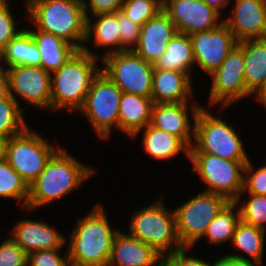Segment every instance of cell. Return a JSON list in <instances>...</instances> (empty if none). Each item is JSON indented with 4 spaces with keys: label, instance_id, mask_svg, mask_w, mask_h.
<instances>
[{
    "label": "cell",
    "instance_id": "6da1fadb",
    "mask_svg": "<svg viewBox=\"0 0 266 266\" xmlns=\"http://www.w3.org/2000/svg\"><path fill=\"white\" fill-rule=\"evenodd\" d=\"M68 243L69 263L74 266H107L113 241L120 231L112 229L102 204L79 218Z\"/></svg>",
    "mask_w": 266,
    "mask_h": 266
},
{
    "label": "cell",
    "instance_id": "7a4b0ae2",
    "mask_svg": "<svg viewBox=\"0 0 266 266\" xmlns=\"http://www.w3.org/2000/svg\"><path fill=\"white\" fill-rule=\"evenodd\" d=\"M94 171L61 147L29 186L26 210H35L69 194L90 178Z\"/></svg>",
    "mask_w": 266,
    "mask_h": 266
},
{
    "label": "cell",
    "instance_id": "3957f363",
    "mask_svg": "<svg viewBox=\"0 0 266 266\" xmlns=\"http://www.w3.org/2000/svg\"><path fill=\"white\" fill-rule=\"evenodd\" d=\"M99 60L100 57L84 45L51 73V111L66 108L74 112L82 108L93 79L101 71L97 66Z\"/></svg>",
    "mask_w": 266,
    "mask_h": 266
},
{
    "label": "cell",
    "instance_id": "277c9868",
    "mask_svg": "<svg viewBox=\"0 0 266 266\" xmlns=\"http://www.w3.org/2000/svg\"><path fill=\"white\" fill-rule=\"evenodd\" d=\"M25 7L37 30L52 33L82 50L87 26L83 0H25Z\"/></svg>",
    "mask_w": 266,
    "mask_h": 266
},
{
    "label": "cell",
    "instance_id": "5b68a950",
    "mask_svg": "<svg viewBox=\"0 0 266 266\" xmlns=\"http://www.w3.org/2000/svg\"><path fill=\"white\" fill-rule=\"evenodd\" d=\"M129 235L148 244L159 254H173L182 248L175 213L164 206L163 195L158 201L134 212Z\"/></svg>",
    "mask_w": 266,
    "mask_h": 266
},
{
    "label": "cell",
    "instance_id": "8992f818",
    "mask_svg": "<svg viewBox=\"0 0 266 266\" xmlns=\"http://www.w3.org/2000/svg\"><path fill=\"white\" fill-rule=\"evenodd\" d=\"M227 124L201 107L194 120L195 145L189 148V153H206L232 161H249L242 139Z\"/></svg>",
    "mask_w": 266,
    "mask_h": 266
},
{
    "label": "cell",
    "instance_id": "52a82bcc",
    "mask_svg": "<svg viewBox=\"0 0 266 266\" xmlns=\"http://www.w3.org/2000/svg\"><path fill=\"white\" fill-rule=\"evenodd\" d=\"M189 161L193 172L208 186L203 192L221 195L239 205L248 161H232L206 153H189Z\"/></svg>",
    "mask_w": 266,
    "mask_h": 266
},
{
    "label": "cell",
    "instance_id": "ba28073f",
    "mask_svg": "<svg viewBox=\"0 0 266 266\" xmlns=\"http://www.w3.org/2000/svg\"><path fill=\"white\" fill-rule=\"evenodd\" d=\"M60 148L27 127L21 134L8 138L5 160L29 187Z\"/></svg>",
    "mask_w": 266,
    "mask_h": 266
},
{
    "label": "cell",
    "instance_id": "9c48e42d",
    "mask_svg": "<svg viewBox=\"0 0 266 266\" xmlns=\"http://www.w3.org/2000/svg\"><path fill=\"white\" fill-rule=\"evenodd\" d=\"M230 203L221 195L201 192L174 210L182 247H193L204 237L211 221Z\"/></svg>",
    "mask_w": 266,
    "mask_h": 266
},
{
    "label": "cell",
    "instance_id": "30bf717a",
    "mask_svg": "<svg viewBox=\"0 0 266 266\" xmlns=\"http://www.w3.org/2000/svg\"><path fill=\"white\" fill-rule=\"evenodd\" d=\"M120 88L102 71L93 79L80 111L89 119L100 138L109 139L112 127L118 128Z\"/></svg>",
    "mask_w": 266,
    "mask_h": 266
},
{
    "label": "cell",
    "instance_id": "8fae6325",
    "mask_svg": "<svg viewBox=\"0 0 266 266\" xmlns=\"http://www.w3.org/2000/svg\"><path fill=\"white\" fill-rule=\"evenodd\" d=\"M101 71L114 82L122 93L150 97L154 66L132 50L113 53L101 59Z\"/></svg>",
    "mask_w": 266,
    "mask_h": 266
},
{
    "label": "cell",
    "instance_id": "7c38bea8",
    "mask_svg": "<svg viewBox=\"0 0 266 266\" xmlns=\"http://www.w3.org/2000/svg\"><path fill=\"white\" fill-rule=\"evenodd\" d=\"M212 76L209 106L220 104L222 109L252 96L244 78L243 41L238 42Z\"/></svg>",
    "mask_w": 266,
    "mask_h": 266
},
{
    "label": "cell",
    "instance_id": "4fadbf2b",
    "mask_svg": "<svg viewBox=\"0 0 266 266\" xmlns=\"http://www.w3.org/2000/svg\"><path fill=\"white\" fill-rule=\"evenodd\" d=\"M9 95L40 109L51 110V74L41 67L15 65L6 68ZM15 93V95H14Z\"/></svg>",
    "mask_w": 266,
    "mask_h": 266
},
{
    "label": "cell",
    "instance_id": "5bb4252c",
    "mask_svg": "<svg viewBox=\"0 0 266 266\" xmlns=\"http://www.w3.org/2000/svg\"><path fill=\"white\" fill-rule=\"evenodd\" d=\"M189 37L195 65L209 75L219 68L238 43L224 22L214 29L196 32Z\"/></svg>",
    "mask_w": 266,
    "mask_h": 266
},
{
    "label": "cell",
    "instance_id": "9a60e30c",
    "mask_svg": "<svg viewBox=\"0 0 266 266\" xmlns=\"http://www.w3.org/2000/svg\"><path fill=\"white\" fill-rule=\"evenodd\" d=\"M162 10L174 23L176 31L187 35L214 29L223 22L219 20L221 13L203 0H163Z\"/></svg>",
    "mask_w": 266,
    "mask_h": 266
},
{
    "label": "cell",
    "instance_id": "2e32d148",
    "mask_svg": "<svg viewBox=\"0 0 266 266\" xmlns=\"http://www.w3.org/2000/svg\"><path fill=\"white\" fill-rule=\"evenodd\" d=\"M191 103V104H190ZM202 106L196 102L180 103H153L151 109L150 124L153 127L164 130L167 133L178 137L188 148L194 141V120L198 110ZM189 108L193 119V127L189 117ZM192 127V130H191Z\"/></svg>",
    "mask_w": 266,
    "mask_h": 266
},
{
    "label": "cell",
    "instance_id": "e0dca14e",
    "mask_svg": "<svg viewBox=\"0 0 266 266\" xmlns=\"http://www.w3.org/2000/svg\"><path fill=\"white\" fill-rule=\"evenodd\" d=\"M233 16L223 22L237 42L266 38V0H235Z\"/></svg>",
    "mask_w": 266,
    "mask_h": 266
},
{
    "label": "cell",
    "instance_id": "ac0fdd59",
    "mask_svg": "<svg viewBox=\"0 0 266 266\" xmlns=\"http://www.w3.org/2000/svg\"><path fill=\"white\" fill-rule=\"evenodd\" d=\"M174 23L161 10L154 18L140 28V35L133 52L146 62L153 64L166 51L171 38L176 33Z\"/></svg>",
    "mask_w": 266,
    "mask_h": 266
},
{
    "label": "cell",
    "instance_id": "d6986e66",
    "mask_svg": "<svg viewBox=\"0 0 266 266\" xmlns=\"http://www.w3.org/2000/svg\"><path fill=\"white\" fill-rule=\"evenodd\" d=\"M12 238L26 253L62 248L67 241L62 234L45 221L19 220L11 231Z\"/></svg>",
    "mask_w": 266,
    "mask_h": 266
},
{
    "label": "cell",
    "instance_id": "ffe728a7",
    "mask_svg": "<svg viewBox=\"0 0 266 266\" xmlns=\"http://www.w3.org/2000/svg\"><path fill=\"white\" fill-rule=\"evenodd\" d=\"M192 87L190 74L154 68L150 97L153 103L190 102Z\"/></svg>",
    "mask_w": 266,
    "mask_h": 266
},
{
    "label": "cell",
    "instance_id": "44dd1931",
    "mask_svg": "<svg viewBox=\"0 0 266 266\" xmlns=\"http://www.w3.org/2000/svg\"><path fill=\"white\" fill-rule=\"evenodd\" d=\"M160 254L148 244L119 231L107 266H155Z\"/></svg>",
    "mask_w": 266,
    "mask_h": 266
},
{
    "label": "cell",
    "instance_id": "7402d4cb",
    "mask_svg": "<svg viewBox=\"0 0 266 266\" xmlns=\"http://www.w3.org/2000/svg\"><path fill=\"white\" fill-rule=\"evenodd\" d=\"M151 97L122 93L119 104L118 129L128 137L138 136L151 121Z\"/></svg>",
    "mask_w": 266,
    "mask_h": 266
},
{
    "label": "cell",
    "instance_id": "603a6c76",
    "mask_svg": "<svg viewBox=\"0 0 266 266\" xmlns=\"http://www.w3.org/2000/svg\"><path fill=\"white\" fill-rule=\"evenodd\" d=\"M243 58L246 89L257 97L266 86V38L243 41Z\"/></svg>",
    "mask_w": 266,
    "mask_h": 266
},
{
    "label": "cell",
    "instance_id": "cb8c5ba5",
    "mask_svg": "<svg viewBox=\"0 0 266 266\" xmlns=\"http://www.w3.org/2000/svg\"><path fill=\"white\" fill-rule=\"evenodd\" d=\"M40 52V67L48 73L57 71L77 49L52 33L41 30H28Z\"/></svg>",
    "mask_w": 266,
    "mask_h": 266
},
{
    "label": "cell",
    "instance_id": "d4e9b609",
    "mask_svg": "<svg viewBox=\"0 0 266 266\" xmlns=\"http://www.w3.org/2000/svg\"><path fill=\"white\" fill-rule=\"evenodd\" d=\"M87 19L85 44L90 41L93 35V44L98 48L106 47L108 50L102 55L121 52V38L118 29V11L116 13L99 14L94 16V21ZM111 49L116 48V49Z\"/></svg>",
    "mask_w": 266,
    "mask_h": 266
},
{
    "label": "cell",
    "instance_id": "484cf974",
    "mask_svg": "<svg viewBox=\"0 0 266 266\" xmlns=\"http://www.w3.org/2000/svg\"><path fill=\"white\" fill-rule=\"evenodd\" d=\"M195 65L189 35L176 32L166 47V51L154 63V68L179 71L190 74Z\"/></svg>",
    "mask_w": 266,
    "mask_h": 266
},
{
    "label": "cell",
    "instance_id": "4316f807",
    "mask_svg": "<svg viewBox=\"0 0 266 266\" xmlns=\"http://www.w3.org/2000/svg\"><path fill=\"white\" fill-rule=\"evenodd\" d=\"M143 145L146 154L153 160H167L184 152L189 158V148L176 136L148 124L144 129Z\"/></svg>",
    "mask_w": 266,
    "mask_h": 266
},
{
    "label": "cell",
    "instance_id": "83f0119b",
    "mask_svg": "<svg viewBox=\"0 0 266 266\" xmlns=\"http://www.w3.org/2000/svg\"><path fill=\"white\" fill-rule=\"evenodd\" d=\"M12 67L15 65L40 67V52L33 40L31 33L22 30L8 42L4 50L0 53V63Z\"/></svg>",
    "mask_w": 266,
    "mask_h": 266
},
{
    "label": "cell",
    "instance_id": "f1b7e54d",
    "mask_svg": "<svg viewBox=\"0 0 266 266\" xmlns=\"http://www.w3.org/2000/svg\"><path fill=\"white\" fill-rule=\"evenodd\" d=\"M265 233L266 230L248 225L240 220L232 236L231 243L235 248L243 250L251 259L241 254L231 253L226 256L250 262L253 260V263L260 266L264 255Z\"/></svg>",
    "mask_w": 266,
    "mask_h": 266
},
{
    "label": "cell",
    "instance_id": "f546056e",
    "mask_svg": "<svg viewBox=\"0 0 266 266\" xmlns=\"http://www.w3.org/2000/svg\"><path fill=\"white\" fill-rule=\"evenodd\" d=\"M238 205L230 202L208 225L204 237H207L210 244H221L232 240L237 224L240 222ZM235 212V213H234Z\"/></svg>",
    "mask_w": 266,
    "mask_h": 266
},
{
    "label": "cell",
    "instance_id": "4dcf8cb0",
    "mask_svg": "<svg viewBox=\"0 0 266 266\" xmlns=\"http://www.w3.org/2000/svg\"><path fill=\"white\" fill-rule=\"evenodd\" d=\"M24 110L10 95L0 100V135L11 138L28 127Z\"/></svg>",
    "mask_w": 266,
    "mask_h": 266
},
{
    "label": "cell",
    "instance_id": "1f68e13d",
    "mask_svg": "<svg viewBox=\"0 0 266 266\" xmlns=\"http://www.w3.org/2000/svg\"><path fill=\"white\" fill-rule=\"evenodd\" d=\"M0 197L18 200L24 209L29 197V187L6 160L0 162Z\"/></svg>",
    "mask_w": 266,
    "mask_h": 266
},
{
    "label": "cell",
    "instance_id": "d6a6232c",
    "mask_svg": "<svg viewBox=\"0 0 266 266\" xmlns=\"http://www.w3.org/2000/svg\"><path fill=\"white\" fill-rule=\"evenodd\" d=\"M163 7L162 0H125L121 12L133 22L142 26L154 18Z\"/></svg>",
    "mask_w": 266,
    "mask_h": 266
},
{
    "label": "cell",
    "instance_id": "836d02e7",
    "mask_svg": "<svg viewBox=\"0 0 266 266\" xmlns=\"http://www.w3.org/2000/svg\"><path fill=\"white\" fill-rule=\"evenodd\" d=\"M239 211L242 222L266 230L265 195L249 194L248 201L239 207Z\"/></svg>",
    "mask_w": 266,
    "mask_h": 266
},
{
    "label": "cell",
    "instance_id": "e575fe53",
    "mask_svg": "<svg viewBox=\"0 0 266 266\" xmlns=\"http://www.w3.org/2000/svg\"><path fill=\"white\" fill-rule=\"evenodd\" d=\"M254 170H256L254 172ZM253 195L266 196V164L258 169H253V165L249 160L244 167L243 190Z\"/></svg>",
    "mask_w": 266,
    "mask_h": 266
},
{
    "label": "cell",
    "instance_id": "d590c367",
    "mask_svg": "<svg viewBox=\"0 0 266 266\" xmlns=\"http://www.w3.org/2000/svg\"><path fill=\"white\" fill-rule=\"evenodd\" d=\"M61 249L51 248L27 254V266H69L68 251L63 258L58 253Z\"/></svg>",
    "mask_w": 266,
    "mask_h": 266
},
{
    "label": "cell",
    "instance_id": "8d00e7d4",
    "mask_svg": "<svg viewBox=\"0 0 266 266\" xmlns=\"http://www.w3.org/2000/svg\"><path fill=\"white\" fill-rule=\"evenodd\" d=\"M11 13L8 0H0V53L21 31L17 30L16 21Z\"/></svg>",
    "mask_w": 266,
    "mask_h": 266
},
{
    "label": "cell",
    "instance_id": "74e56055",
    "mask_svg": "<svg viewBox=\"0 0 266 266\" xmlns=\"http://www.w3.org/2000/svg\"><path fill=\"white\" fill-rule=\"evenodd\" d=\"M140 28L141 26L139 24L133 22L121 11H118V29L121 38V52L133 50L137 45Z\"/></svg>",
    "mask_w": 266,
    "mask_h": 266
},
{
    "label": "cell",
    "instance_id": "f35d334b",
    "mask_svg": "<svg viewBox=\"0 0 266 266\" xmlns=\"http://www.w3.org/2000/svg\"><path fill=\"white\" fill-rule=\"evenodd\" d=\"M27 254L12 239L7 238L0 244V266H26Z\"/></svg>",
    "mask_w": 266,
    "mask_h": 266
},
{
    "label": "cell",
    "instance_id": "ab89813d",
    "mask_svg": "<svg viewBox=\"0 0 266 266\" xmlns=\"http://www.w3.org/2000/svg\"><path fill=\"white\" fill-rule=\"evenodd\" d=\"M125 0H83L86 19H88V12L93 16L99 14L116 13L121 10ZM88 8L90 9L88 11Z\"/></svg>",
    "mask_w": 266,
    "mask_h": 266
},
{
    "label": "cell",
    "instance_id": "60d3db41",
    "mask_svg": "<svg viewBox=\"0 0 266 266\" xmlns=\"http://www.w3.org/2000/svg\"><path fill=\"white\" fill-rule=\"evenodd\" d=\"M155 266H181V249L173 254H160Z\"/></svg>",
    "mask_w": 266,
    "mask_h": 266
},
{
    "label": "cell",
    "instance_id": "b9f144b4",
    "mask_svg": "<svg viewBox=\"0 0 266 266\" xmlns=\"http://www.w3.org/2000/svg\"><path fill=\"white\" fill-rule=\"evenodd\" d=\"M188 249H191V247L181 248V266H215V262L210 264L209 262L195 256H187L186 252Z\"/></svg>",
    "mask_w": 266,
    "mask_h": 266
},
{
    "label": "cell",
    "instance_id": "7bdbcfd3",
    "mask_svg": "<svg viewBox=\"0 0 266 266\" xmlns=\"http://www.w3.org/2000/svg\"><path fill=\"white\" fill-rule=\"evenodd\" d=\"M215 266H257V264L250 261L237 260L225 255L215 261Z\"/></svg>",
    "mask_w": 266,
    "mask_h": 266
},
{
    "label": "cell",
    "instance_id": "ee69618b",
    "mask_svg": "<svg viewBox=\"0 0 266 266\" xmlns=\"http://www.w3.org/2000/svg\"><path fill=\"white\" fill-rule=\"evenodd\" d=\"M9 96L8 76L6 68L0 64V100Z\"/></svg>",
    "mask_w": 266,
    "mask_h": 266
},
{
    "label": "cell",
    "instance_id": "f6af8a7d",
    "mask_svg": "<svg viewBox=\"0 0 266 266\" xmlns=\"http://www.w3.org/2000/svg\"><path fill=\"white\" fill-rule=\"evenodd\" d=\"M209 7L214 8L220 13V9H224L229 5L230 0H203Z\"/></svg>",
    "mask_w": 266,
    "mask_h": 266
},
{
    "label": "cell",
    "instance_id": "bcb514c9",
    "mask_svg": "<svg viewBox=\"0 0 266 266\" xmlns=\"http://www.w3.org/2000/svg\"><path fill=\"white\" fill-rule=\"evenodd\" d=\"M7 143H8V138L0 135V162L4 161L6 158Z\"/></svg>",
    "mask_w": 266,
    "mask_h": 266
},
{
    "label": "cell",
    "instance_id": "7dc6e473",
    "mask_svg": "<svg viewBox=\"0 0 266 266\" xmlns=\"http://www.w3.org/2000/svg\"><path fill=\"white\" fill-rule=\"evenodd\" d=\"M257 101L266 108V86L263 91L256 97Z\"/></svg>",
    "mask_w": 266,
    "mask_h": 266
}]
</instances>
